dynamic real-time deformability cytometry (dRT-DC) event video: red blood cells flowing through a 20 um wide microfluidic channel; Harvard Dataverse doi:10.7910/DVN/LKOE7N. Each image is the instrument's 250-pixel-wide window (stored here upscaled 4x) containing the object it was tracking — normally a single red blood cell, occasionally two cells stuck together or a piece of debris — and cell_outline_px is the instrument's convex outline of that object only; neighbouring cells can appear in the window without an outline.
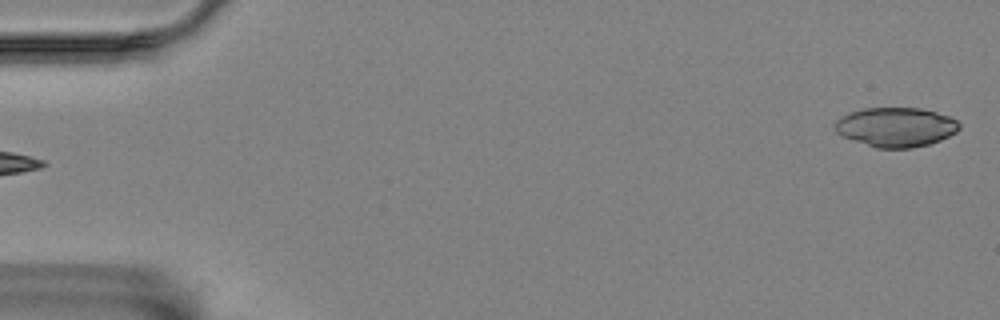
{"species": "Egyptian fruit bat (a non-hibernating species)", "species_latin": "Rousettus aegyptiacus", "temperature_condition": "room temperature", "stored_images_in_passage": 6, "camera_frame_rate_fps": 3000, "um_per_image_px": 0.085, "animal": {"sex": "female"}, "frame": {"image": 1, "passage_image": 1, "time_ms": 0.0, "image_size_px": [1000, 320], "cell_outline_px": [[960, 128], [956, 132], [940, 140], [928, 144], [912, 148], [876, 148], [840, 136], [836, 132], [836, 120], [840, 116], [848, 112], [864, 108], [920, 108], [936, 112], [948, 116], [956, 120], [960, 124]], "centroid_in_image_um": [76.12, 10.8], "position_along_channel_um": 8.9, "area_um2": 28.61}}
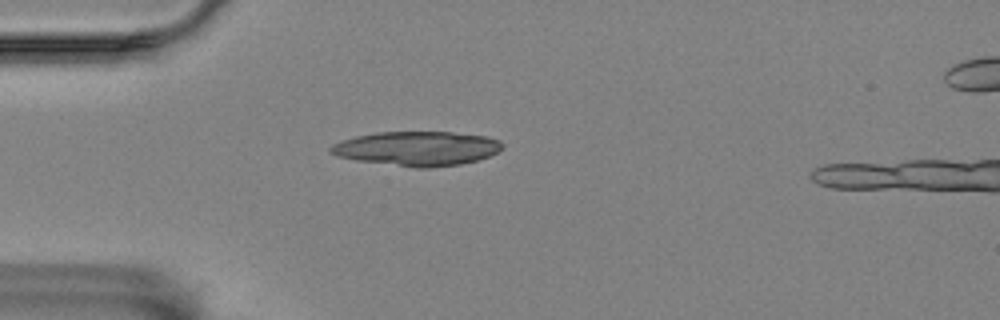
{"frame": {"image": 2, "passage_image": 5, "time_ms": 4.667, "image_size_px": [1000, 320], "cell_outline_px": [[504, 148], [488, 156], [476, 160], [460, 164], [428, 168], [416, 168], [356, 160], [336, 156], [328, 152], [328, 148], [332, 144], [356, 136], [376, 132], [452, 132], [488, 136], [500, 140], [504, 144]], "centroid_in_image_um": [35.45, 12.62], "position_along_channel_um": 49.5, "area_um2": 34.51}}